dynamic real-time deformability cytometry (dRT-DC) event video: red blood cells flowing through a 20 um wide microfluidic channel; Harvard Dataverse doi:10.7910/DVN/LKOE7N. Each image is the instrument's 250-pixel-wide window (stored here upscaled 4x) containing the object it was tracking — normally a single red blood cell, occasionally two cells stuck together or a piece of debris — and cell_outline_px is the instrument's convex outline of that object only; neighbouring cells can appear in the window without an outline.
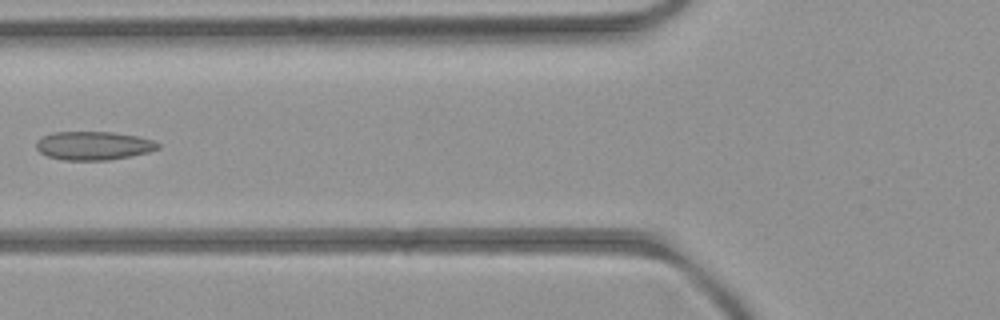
{"species": "common noctule bat (a hibernating species)", "species_latin": "Nyctalus noctula", "temperature_condition": "room temperature", "stored_images_in_passage": 5, "camera_frame_rate_fps": 3000, "um_per_image_px": 0.085, "animal": {"sex": "female", "body_mass_g": 21.9}, "frame": {"image": 1, "passage_image": 5, "time_ms": 4.333, "image_size_px": [1000, 320], "cell_outline_px": [[160, 148], [148, 152], [132, 156], [108, 160], [64, 160], [48, 156], [40, 152], [36, 148], [36, 140], [52, 132], [112, 132], [136, 136], [152, 140], [160, 144]], "centroid_in_image_um": [7.95, 12.38], "position_along_channel_um": 117.9, "area_um2": 20.23}}